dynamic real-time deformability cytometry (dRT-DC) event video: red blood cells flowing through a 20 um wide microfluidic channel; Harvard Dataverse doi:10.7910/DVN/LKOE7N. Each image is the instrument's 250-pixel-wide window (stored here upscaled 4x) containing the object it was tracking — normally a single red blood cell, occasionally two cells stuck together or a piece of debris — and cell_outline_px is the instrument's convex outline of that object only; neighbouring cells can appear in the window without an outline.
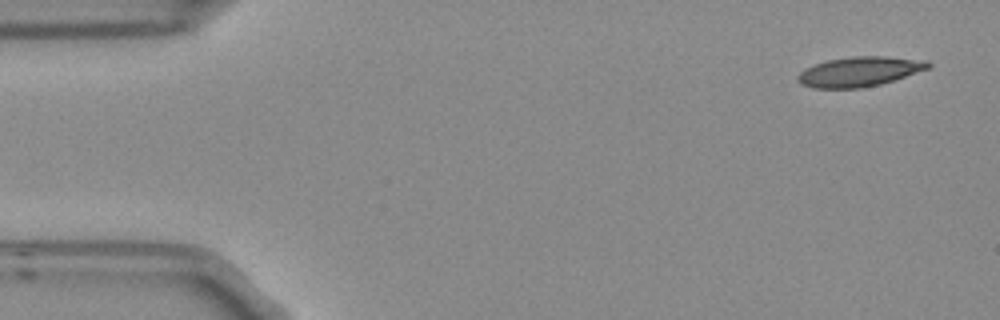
{"species": "Egyptian fruit bat (a non-hibernating species)", "species_latin": "Rousettus aegyptiacus", "temperature_condition": "room temperature", "stored_images_in_passage": 4, "camera_frame_rate_fps": 3000, "um_per_image_px": 0.085, "frame": {"image": 1, "passage_image": 1, "time_ms": 0.0, "image_size_px": [1000, 320], "cell_outline_px": [[932, 64], [928, 68], [880, 84], [860, 88], [812, 88], [796, 80], [796, 76], [804, 68], [828, 60], [852, 56], [888, 56], [928, 60]], "centroid_in_image_um": [73.04, 6.07], "position_along_channel_um": 12.0, "area_um2": 22.48}}